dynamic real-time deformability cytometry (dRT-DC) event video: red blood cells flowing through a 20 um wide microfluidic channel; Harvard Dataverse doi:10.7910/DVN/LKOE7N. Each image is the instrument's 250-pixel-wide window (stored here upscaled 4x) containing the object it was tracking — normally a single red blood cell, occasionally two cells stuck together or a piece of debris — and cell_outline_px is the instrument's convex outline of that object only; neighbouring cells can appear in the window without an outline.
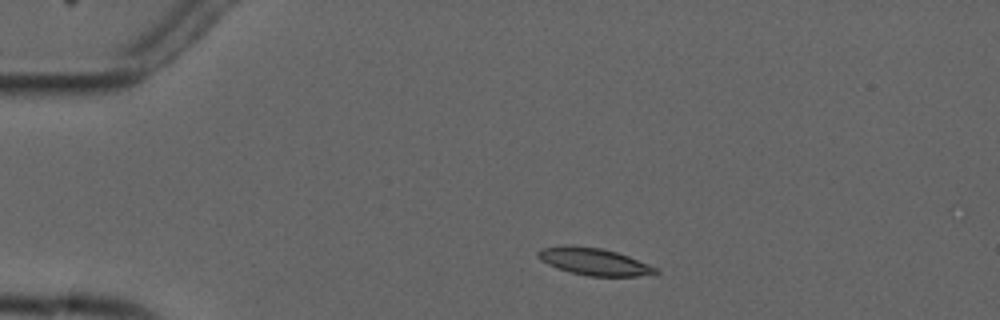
{"species": "common noctule bat (a hibernating species)", "species_latin": "Nyctalus noctula", "temperature_condition": "cold", "stored_images_in_passage": 4, "camera_frame_rate_fps": 3000, "um_per_image_px": 0.085, "animal": {"sex": "male", "forearm_length_mm": 52.5}, "frame": {"image": 1, "passage_image": 1, "time_ms": 0.0, "image_size_px": [1000, 320], "cell_outline_px": [[660, 272], [636, 276], [588, 276], [556, 268], [540, 260], [536, 252], [540, 248], [600, 248], [616, 252], [628, 256], [656, 268]], "centroid_in_image_um": [50.51, 22.28], "position_along_channel_um": 34.5, "area_um2": 17.57}}